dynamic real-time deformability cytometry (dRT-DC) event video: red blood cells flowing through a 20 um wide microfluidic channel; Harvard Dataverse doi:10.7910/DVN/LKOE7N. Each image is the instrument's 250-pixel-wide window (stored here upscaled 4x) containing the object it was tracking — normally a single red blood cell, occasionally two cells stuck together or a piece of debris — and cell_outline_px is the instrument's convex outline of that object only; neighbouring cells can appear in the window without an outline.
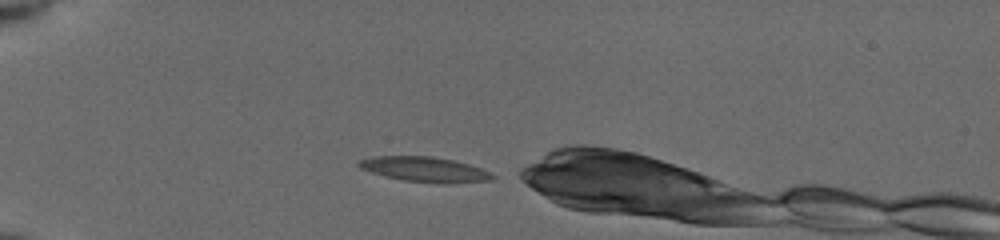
{"species": "common noctule bat (a hibernating species)", "species_latin": "Nyctalus noctula", "temperature_condition": "cold", "stored_images_in_passage": 34, "camera_frame_rate_fps": 3000, "um_per_image_px": 0.085, "animal": {"sex": "female", "body_mass_g": 19.5, "forearm_length_mm": 54.1}, "frame": {"image": 1, "passage_image": 1, "time_ms": 0.0, "image_size_px": [1000, 240], "cell_outline_px": [[496, 176], [492, 180], [448, 184], [444, 184], [404, 180], [384, 176], [360, 168], [356, 164], [360, 160], [372, 156], [432, 156], [452, 160], [468, 164], [480, 168]], "centroid_in_image_um": [36.1, 14.4], "position_along_channel_um": 48.9, "area_um2": 19.42}}
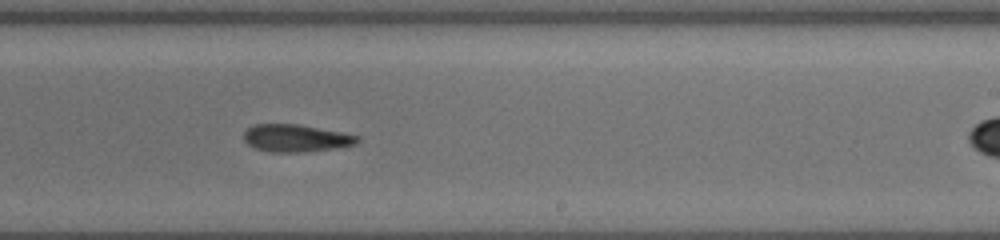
{"frame": {"image": 2, "passage_image": 20, "time_ms": 6.333, "image_size_px": [1000, 240], "cell_outline_px": [[360, 140], [356, 144], [336, 148], [304, 152], [268, 152], [256, 148], [248, 144], [244, 140], [244, 132], [248, 128], [256, 124], [296, 124], [340, 132], [360, 136]], "centroid_in_image_um": [25.15, 11.75], "position_along_channel_um": 263.8, "area_um2": 18.03}}
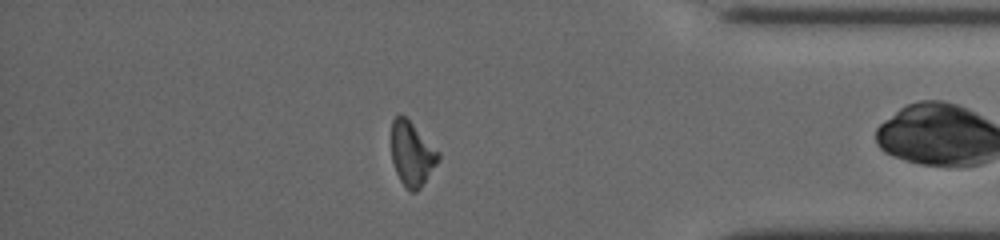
{"frame": {"image": 3, "passage_image": 32, "time_ms": 10.333, "image_size_px": [1000, 240], "cell_outline_px": [[440, 160], [420, 188], [416, 192], [412, 192], [400, 180], [396, 172], [392, 160], [392, 120], [400, 112], [440, 152]], "centroid_in_image_um": [35.02, 13.07], "position_along_channel_um": 400.2, "area_um2": 17.34}}